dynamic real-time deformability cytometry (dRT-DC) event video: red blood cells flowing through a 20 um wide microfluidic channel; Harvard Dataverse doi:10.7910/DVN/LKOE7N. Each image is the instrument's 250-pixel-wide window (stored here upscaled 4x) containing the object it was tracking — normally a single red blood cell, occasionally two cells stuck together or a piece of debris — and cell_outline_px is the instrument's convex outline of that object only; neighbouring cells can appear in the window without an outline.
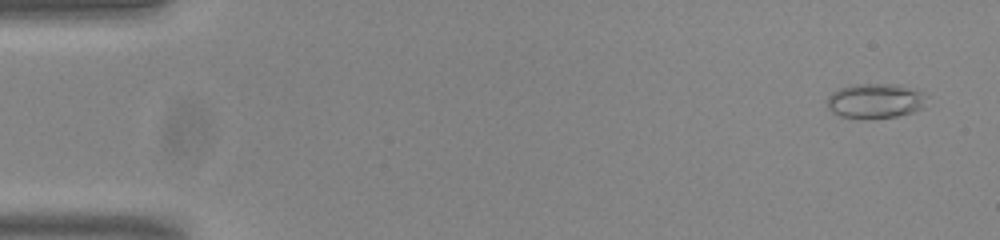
{"species": "common noctule bat (a hibernating species)", "species_latin": "Nyctalus noctula", "temperature_condition": "room temperature", "stored_images_in_passage": 54, "camera_frame_rate_fps": 3000, "um_per_image_px": 0.085, "animal": {"sex": "male", "body_mass_g": 20.0, "forearm_length_mm": 53.3}, "frame": {"image": 1, "passage_image": 3, "time_ms": 0.667, "image_size_px": [1000, 240], "cell_outline_px": [[924, 108], [912, 112], [896, 116], [840, 116], [832, 112], [828, 108], [828, 96], [832, 92], [840, 88], [852, 84], [900, 84], [920, 92]], "centroid_in_image_um": [74.34, 8.53], "position_along_channel_um": 10.7, "area_um2": 19.31}}
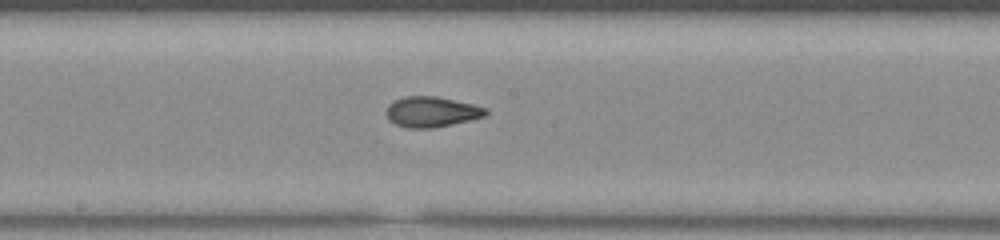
{"frame": {"image": 2, "passage_image": 29, "time_ms": 9.333, "image_size_px": [1000, 240], "cell_outline_px": [[488, 112], [484, 116], [468, 120], [432, 128], [408, 128], [396, 124], [388, 120], [388, 104], [404, 96], [436, 96], [472, 104], [488, 108]], "centroid_in_image_um": [36.68, 9.5], "position_along_channel_um": 211.5, "area_um2": 17.34}}
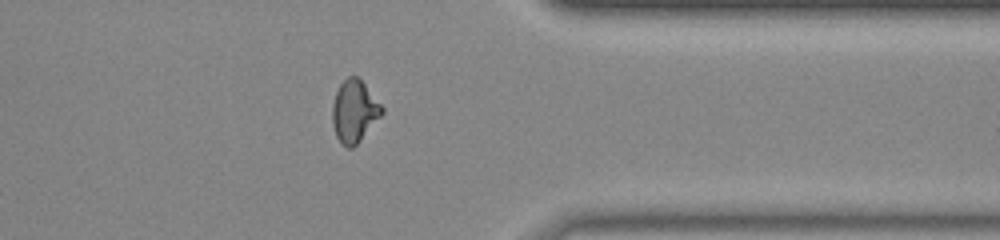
{"frame": {"image": 3, "passage_image": 43, "time_ms": 14.0, "image_size_px": [1000, 240], "cell_outline_px": [[384, 112], [360, 140], [352, 148], [348, 148], [340, 144], [336, 136], [332, 124], [332, 104], [336, 92], [340, 84], [348, 76], [356, 76], [364, 84], [384, 108]], "centroid_in_image_um": [30.09, 9.47], "position_along_channel_um": 381.3, "area_um2": 17.8}, "authors_computed_cell_mechanics": {"area_um2": 17.8024, "velocity_mm_per_s": 3.8465, "shape_relaxation_time_tau1_ms": null, "shape_relaxation_time_tau2_ms": 2.0284, "deformation_change_tau1": null, "deformation_change_tau2": 0.0692}}